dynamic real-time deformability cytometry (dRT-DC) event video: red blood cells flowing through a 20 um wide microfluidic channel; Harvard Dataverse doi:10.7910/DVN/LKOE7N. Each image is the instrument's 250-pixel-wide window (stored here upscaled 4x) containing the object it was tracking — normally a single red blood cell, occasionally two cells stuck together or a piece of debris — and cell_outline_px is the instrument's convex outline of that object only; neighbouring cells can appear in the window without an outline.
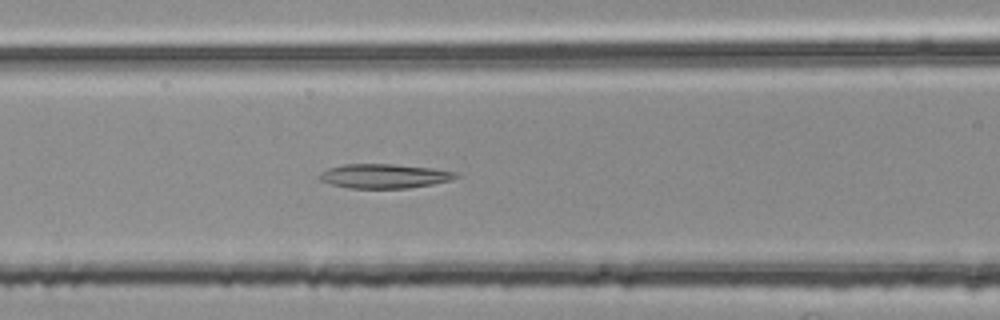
{"species": "common noctule bat (a hibernating species)", "species_latin": "Nyctalus noctula", "temperature_condition": "room temperature", "stored_images_in_passage": 53, "camera_frame_rate_fps": 3000, "um_per_image_px": 0.085, "animal": {"sex": "female", "body_mass_g": 25.1}, "frame": {"image": 1, "passage_image": 22, "time_ms": 7.0, "image_size_px": [1000, 320], "cell_outline_px": [[460, 176], [452, 180], [432, 184], [408, 188], [348, 188], [332, 184], [320, 180], [320, 172], [328, 168], [344, 164], [392, 164], [432, 168], [456, 172]], "centroid_in_image_um": [32.67, 14.96], "position_along_channel_um": 133.9, "area_um2": 19.25}}
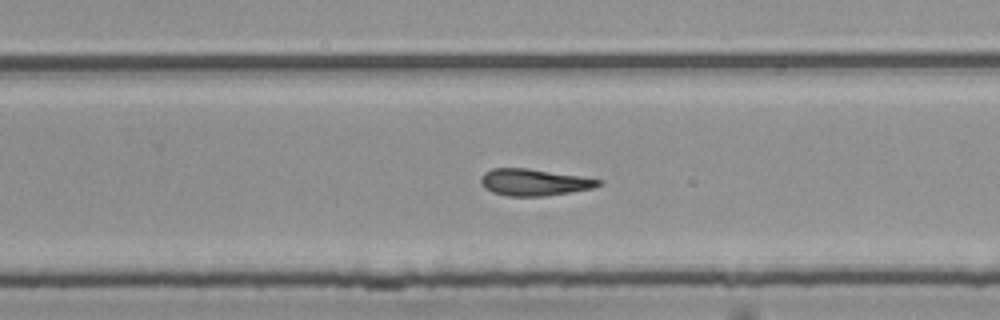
{"frame": {"image": 2, "passage_image": 34, "time_ms": 11.0, "image_size_px": [1000, 320], "cell_outline_px": [[604, 180], [600, 184], [592, 188], [544, 196], [508, 196], [492, 192], [484, 188], [480, 184], [480, 180], [484, 172], [492, 168], [528, 168], [580, 176]], "centroid_in_image_um": [45.35, 15.49], "position_along_channel_um": 284.5, "area_um2": 18.26}}
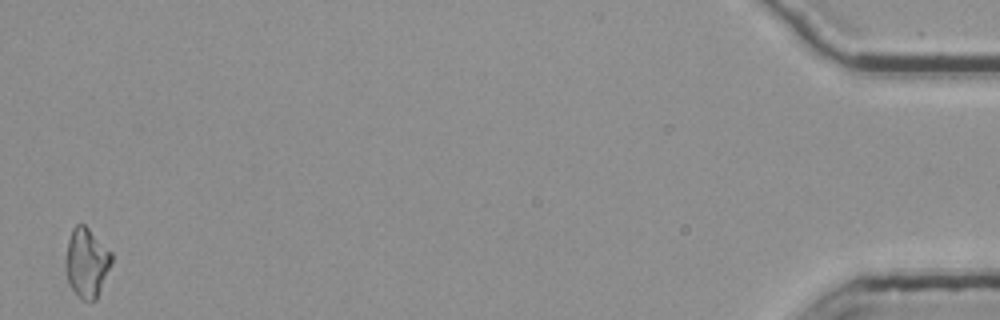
{"frame": {"image": 3, "passage_image": 53, "time_ms": 17.333, "image_size_px": [1000, 320], "cell_outline_px": [[112, 264], [96, 300], [84, 300], [68, 284], [64, 268], [64, 260], [68, 240], [72, 228], [76, 224], [84, 224], [112, 252]], "centroid_in_image_um": [7.35, 22.31], "position_along_channel_um": 427.8, "area_um2": 18.73}}